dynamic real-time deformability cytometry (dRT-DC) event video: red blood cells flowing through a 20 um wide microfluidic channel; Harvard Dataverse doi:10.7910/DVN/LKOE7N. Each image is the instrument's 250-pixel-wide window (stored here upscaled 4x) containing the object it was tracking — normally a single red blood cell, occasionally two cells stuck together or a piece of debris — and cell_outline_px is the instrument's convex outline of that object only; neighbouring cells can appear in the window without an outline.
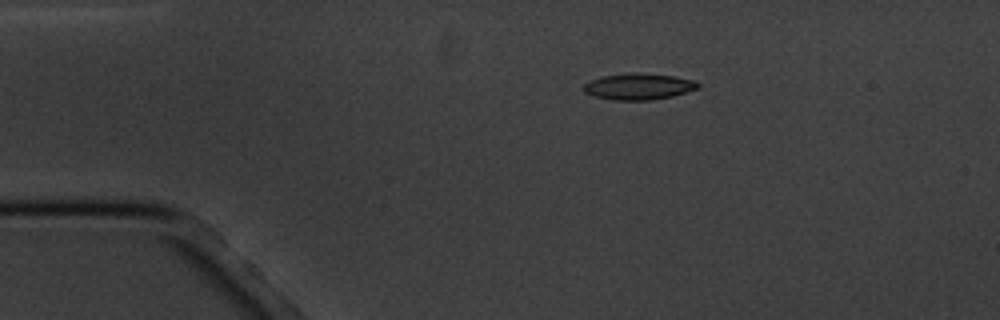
{"species": "common noctule bat (a hibernating species)", "species_latin": "Nyctalus noctula", "temperature_condition": "cold", "stored_images_in_passage": 10, "camera_frame_rate_fps": 3000, "um_per_image_px": 0.085, "animal": {"sex": "male", "body_mass_g": 20.1, "forearm_length_mm": 53.5}, "frame": {"image": 1, "passage_image": 1, "time_ms": 0.0, "image_size_px": [1000, 320], "cell_outline_px": [[700, 88], [672, 96], [652, 100], [616, 100], [596, 96], [584, 92], [584, 84], [588, 80], [604, 76], [672, 76], [696, 80], [700, 84]], "centroid_in_image_um": [54.32, 7.41], "position_along_channel_um": 30.7, "area_um2": 16.47}}
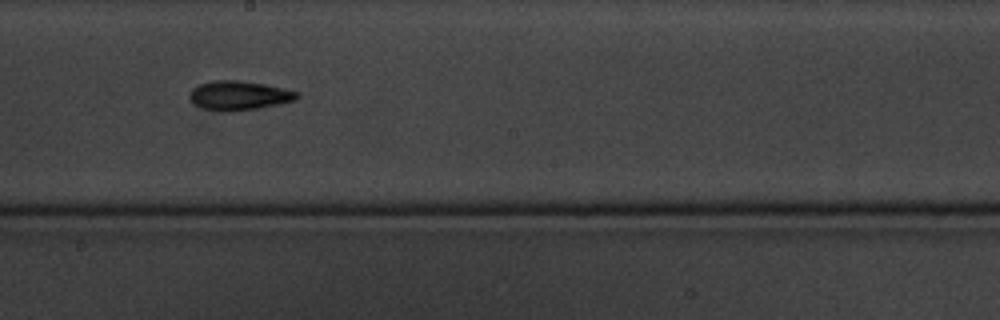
{"frame": {"image": 2, "passage_image": 7, "time_ms": 7.0, "image_size_px": [1000, 320], "cell_outline_px": [[300, 96], [296, 100], [280, 104], [232, 112], [216, 112], [192, 104], [188, 96], [192, 88], [200, 84], [212, 80], [236, 80], [264, 84], [284, 88], [300, 92]], "centroid_in_image_um": [20.3, 8.13], "position_along_channel_um": 227.9, "area_um2": 18.61}}
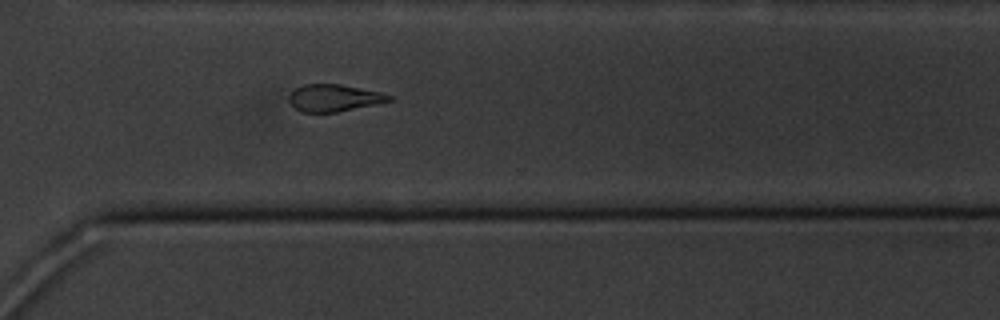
{"frame": {"image": 3, "passage_image": 10, "time_ms": 10.333, "image_size_px": [1000, 320], "cell_outline_px": [[392, 100], [376, 104], [336, 112], [300, 112], [288, 100], [288, 96], [296, 88], [304, 84], [340, 84], [380, 92], [392, 96]], "centroid_in_image_um": [28.37, 8.32], "position_along_channel_um": 342.2, "area_um2": 15.61}}